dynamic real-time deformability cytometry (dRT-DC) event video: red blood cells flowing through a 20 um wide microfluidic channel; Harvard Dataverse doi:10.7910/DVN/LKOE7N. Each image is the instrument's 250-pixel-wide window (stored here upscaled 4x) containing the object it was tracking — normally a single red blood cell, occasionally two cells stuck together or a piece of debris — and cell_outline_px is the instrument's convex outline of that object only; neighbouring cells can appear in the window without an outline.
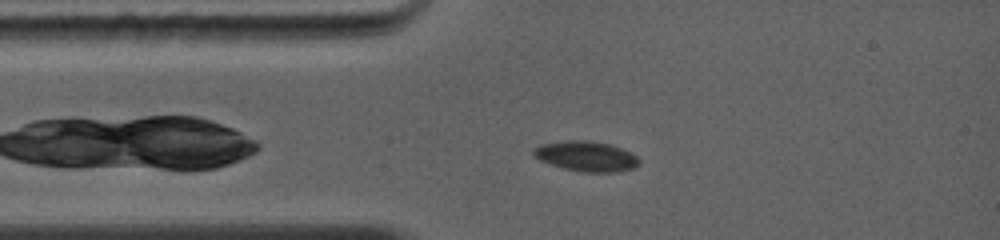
{"species": "common noctule bat (a hibernating species)", "species_latin": "Nyctalus noctula", "temperature_condition": "warm", "stored_images_in_passage": 51, "camera_frame_rate_fps": 5000, "um_per_image_px": 0.085, "animal": {"sex": "female", "body_mass_g": 19.0, "forearm_length_mm": 56.7}, "frame": {"image": 1, "passage_image": 5, "time_ms": 1.0, "image_size_px": [1000, 240], "cell_outline_px": [[636, 164], [632, 168], [608, 172], [588, 172], [568, 168], [552, 164], [536, 156], [532, 152], [536, 148], [544, 144], [584, 140], [604, 144], [628, 152], [636, 160]], "centroid_in_image_um": [49.79, 13.29], "position_along_channel_um": 35.2, "area_um2": 16.82}}
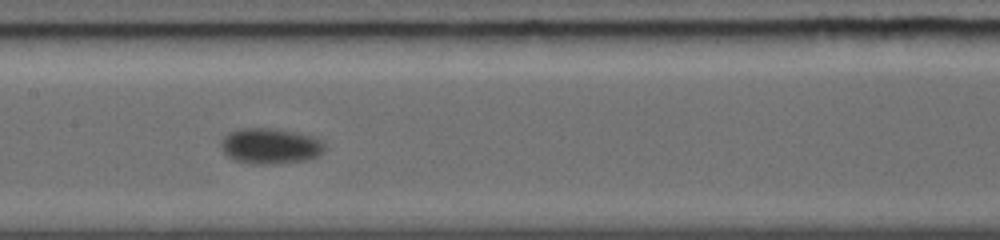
{"frame": {"image": 2, "passage_image": 22, "time_ms": 4.8, "image_size_px": [1000, 240], "cell_outline_px": [[320, 152], [316, 156], [304, 160], [260, 164], [240, 160], [224, 152], [224, 140], [232, 132], [240, 128], [268, 128], [292, 132], [316, 140], [320, 144]], "centroid_in_image_um": [22.93, 12.4], "position_along_channel_um": 184.5, "area_um2": 19.59}}
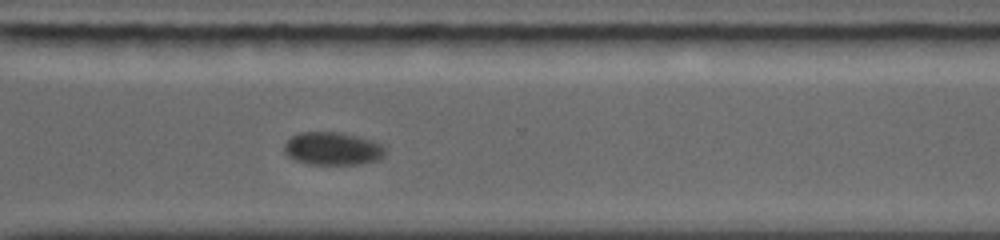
{"frame": {"image": 3, "passage_image": 38, "time_ms": 8.6, "image_size_px": [1000, 240], "cell_outline_px": [[384, 156], [380, 160], [360, 164], [308, 164], [296, 160], [288, 156], [284, 152], [284, 144], [292, 136], [300, 132], [340, 132], [372, 140], [380, 144], [384, 148]], "centroid_in_image_um": [28.27, 12.64], "position_along_channel_um": 342.3, "area_um2": 19.36}, "authors_computed_cell_mechanics": {"area_um2": 19.1896, "velocity_mm_per_s": 4.1455, "shape_relaxation_time_tau1_ms": 3.7089, "shape_relaxation_time_tau2_ms": null, "deformation_change_tau1": 0.0966, "deformation_change_tau2": null}}